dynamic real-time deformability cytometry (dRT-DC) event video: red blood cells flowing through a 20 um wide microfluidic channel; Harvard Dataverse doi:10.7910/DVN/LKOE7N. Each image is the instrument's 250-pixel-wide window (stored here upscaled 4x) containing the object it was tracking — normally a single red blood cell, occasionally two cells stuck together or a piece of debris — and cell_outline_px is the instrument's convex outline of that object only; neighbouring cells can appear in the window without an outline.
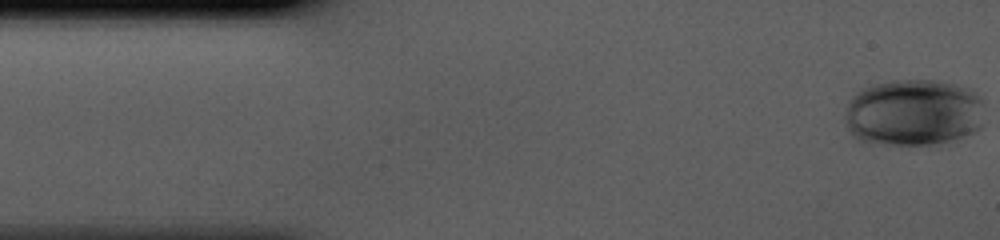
{"species": "human", "species_latin": "Homo sapiens", "temperature_condition": "cold", "stored_images_in_passage": 42, "camera_frame_rate_fps": 3000, "um_per_image_px": 0.085, "donor": {"sex": "male"}, "frame": {"image": 1, "passage_image": 1, "time_ms": 0.0, "image_size_px": [1000, 240], "cell_outline_px": [[984, 104], [980, 128], [976, 132], [952, 140], [936, 144], [888, 148], [856, 140], [852, 136], [844, 120], [844, 116], [848, 100], [856, 92], [872, 84], [892, 80], [936, 80], [968, 88], [980, 96]], "centroid_in_image_um": [77.59, 9.62], "position_along_channel_um": 7.4, "area_um2": 56.01}}
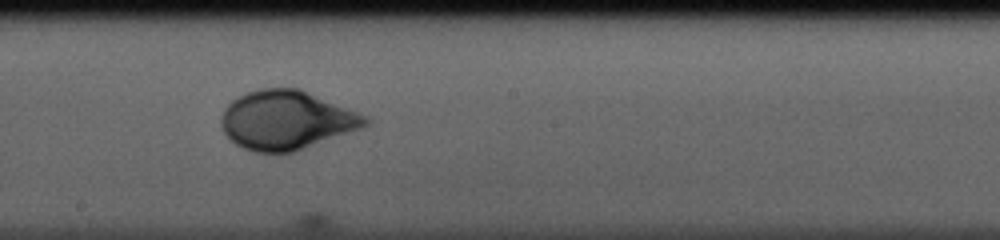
{"frame": {"image": 2, "passage_image": 23, "time_ms": 7.333, "image_size_px": [1000, 240], "cell_outline_px": [[372, 120], [368, 124], [360, 128], [292, 152], [256, 152], [244, 148], [236, 144], [224, 132], [220, 120], [224, 108], [232, 100], [248, 92], [260, 88], [300, 88], [368, 116]], "centroid_in_image_um": [24.35, 10.19], "position_along_channel_um": 223.9, "area_um2": 49.01}}
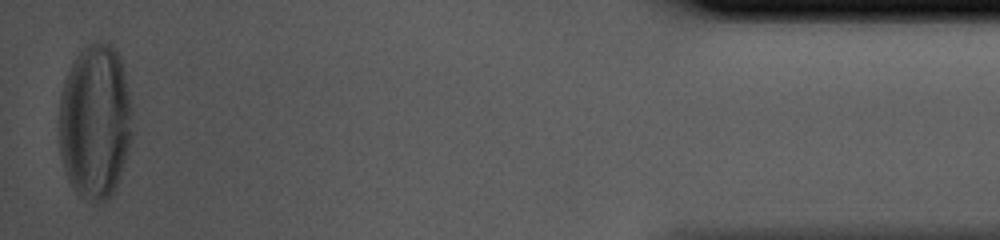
{"frame": {"image": 3, "passage_image": 42, "time_ms": 13.667, "image_size_px": [1000, 240], "cell_outline_px": [[132, 136], [128, 152], [116, 188], [108, 200], [84, 200], [76, 192], [68, 180], [60, 156], [60, 96], [64, 80], [76, 56], [88, 44], [104, 40], [112, 44], [116, 48], [124, 64], [132, 108]], "centroid_in_image_um": [8.11, 10.31], "position_along_channel_um": 427.1, "area_um2": 66.99}}